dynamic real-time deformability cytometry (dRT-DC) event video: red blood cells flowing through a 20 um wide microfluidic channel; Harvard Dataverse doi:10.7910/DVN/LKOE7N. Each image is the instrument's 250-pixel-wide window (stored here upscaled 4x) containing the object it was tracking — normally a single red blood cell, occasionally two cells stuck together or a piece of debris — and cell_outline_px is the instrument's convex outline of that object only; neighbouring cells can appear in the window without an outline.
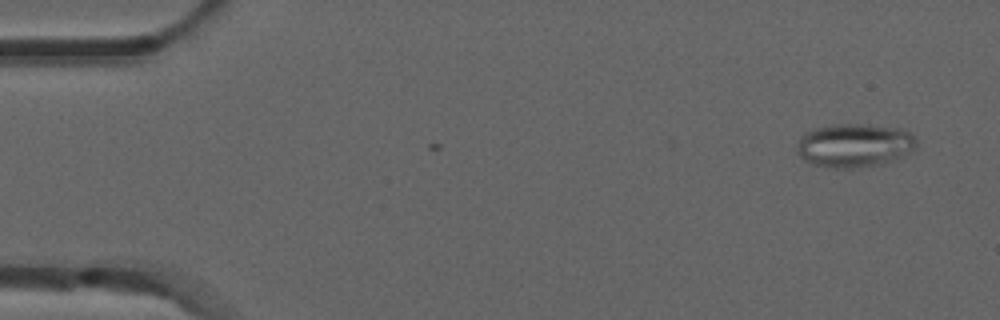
{"species": "common noctule bat (a hibernating species)", "species_latin": "Nyctalus noctula", "temperature_condition": "room temperature", "stored_images_in_passage": 3, "camera_frame_rate_fps": 3000, "um_per_image_px": 0.085, "animal": {"sex": "male", "forearm_length_mm": 52.5}, "frame": {"image": 1, "passage_image": 3, "time_ms": 0.667, "image_size_px": [1000, 320], "cell_outline_px": [[916, 148], [900, 156], [876, 164], [852, 168], [836, 168], [812, 164], [804, 160], [796, 152], [800, 136], [812, 128], [836, 124], [868, 124], [896, 128], [908, 132], [916, 140]], "centroid_in_image_um": [72.55, 12.33], "position_along_channel_um": 12.5, "area_um2": 29.94}}